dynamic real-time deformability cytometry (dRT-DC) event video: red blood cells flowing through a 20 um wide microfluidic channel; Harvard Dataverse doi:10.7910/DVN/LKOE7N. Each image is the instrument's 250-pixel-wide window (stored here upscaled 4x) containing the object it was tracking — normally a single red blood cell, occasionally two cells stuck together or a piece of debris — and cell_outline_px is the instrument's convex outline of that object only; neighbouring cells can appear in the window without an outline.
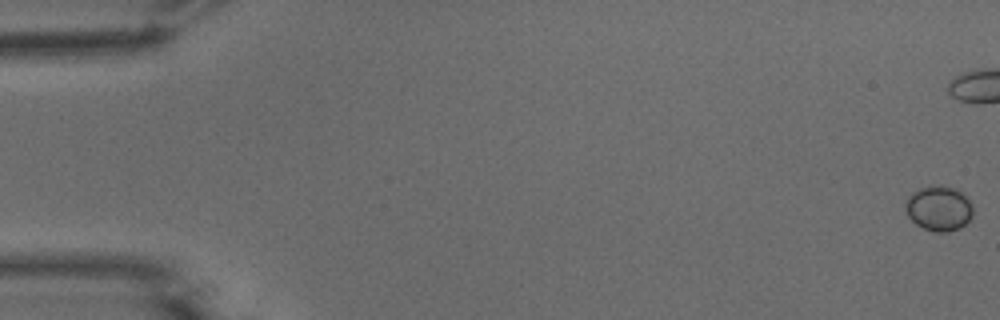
{"species": "common noctule bat (a hibernating species)", "species_latin": "Nyctalus noctula", "temperature_condition": "warm", "stored_images_in_passage": 16, "camera_frame_rate_fps": 3000, "um_per_image_px": 0.085, "animal": {"sex": "male", "body_mass_g": 15.6}, "frame": {"image": 1, "passage_image": 1, "time_ms": 0.0, "image_size_px": [1000, 320], "cell_outline_px": [[972, 216], [960, 228], [948, 232], [932, 232], [916, 224], [908, 216], [904, 208], [904, 204], [908, 196], [912, 192], [920, 188], [940, 184], [952, 188], [960, 192], [972, 204]], "centroid_in_image_um": [79.76, 17.72], "position_along_channel_um": 5.2, "area_um2": 17.69}}